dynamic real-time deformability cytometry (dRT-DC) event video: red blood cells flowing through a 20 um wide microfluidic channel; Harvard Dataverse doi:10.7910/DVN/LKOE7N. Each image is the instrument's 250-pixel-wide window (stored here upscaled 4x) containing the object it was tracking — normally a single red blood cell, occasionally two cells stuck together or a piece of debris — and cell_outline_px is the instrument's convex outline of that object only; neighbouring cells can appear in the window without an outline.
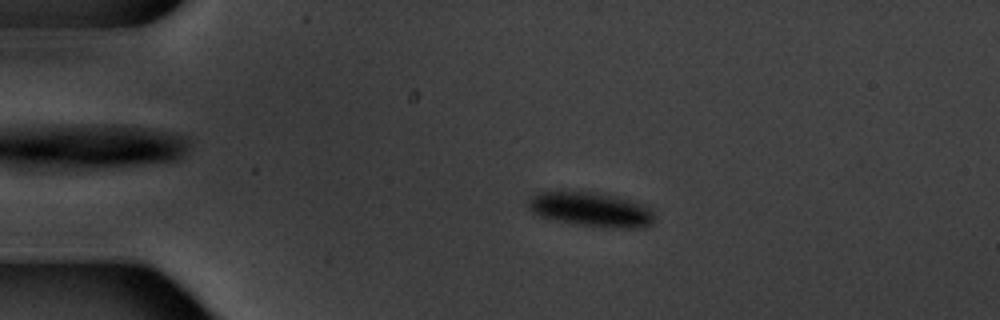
{"species": "common noctule bat (a hibernating species)", "species_latin": "Nyctalus noctula", "temperature_condition": "warm", "stored_images_in_passage": 9, "camera_frame_rate_fps": 3000, "um_per_image_px": 0.085, "animal": {"sex": "male", "body_mass_g": 20.1, "forearm_length_mm": 53.5}, "frame": {"image": 1, "passage_image": 3, "time_ms": 2.333, "image_size_px": [1000, 320], "cell_outline_px": [[652, 224], [640, 228], [612, 228], [576, 224], [556, 220], [540, 216], [532, 212], [528, 208], [528, 196], [536, 192], [588, 192], [628, 200], [640, 204], [648, 208], [652, 212]], "centroid_in_image_um": [50.16, 17.82], "position_along_channel_um": 34.8, "area_um2": 24.74}}
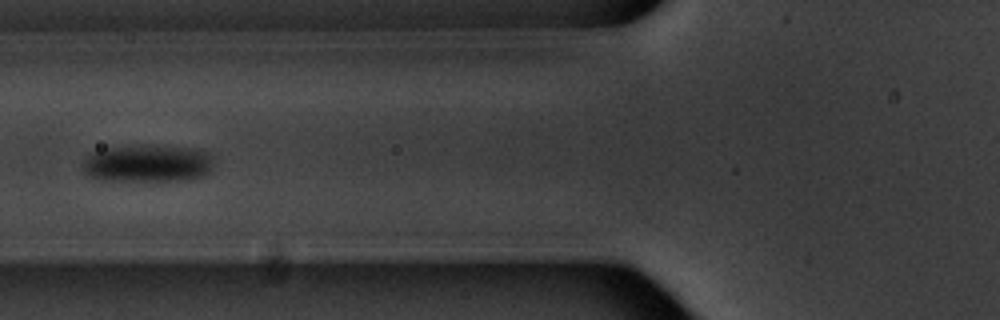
{"frame": {"image": 2, "passage_image": 6, "time_ms": 6.0, "image_size_px": [1000, 320], "cell_outline_px": [[212, 168], [204, 176], [188, 180], [100, 180], [88, 176], [80, 168], [80, 164], [92, 152], [108, 148], [200, 148], [208, 152], [212, 156]], "centroid_in_image_um": [12.54, 13.94], "position_along_channel_um": 113.3, "area_um2": 27.8}}
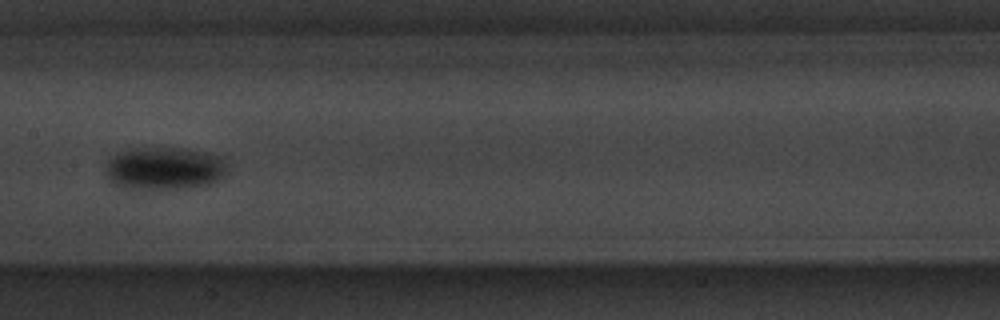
{"frame": {"image": 3, "passage_image": 8, "time_ms": 8.333, "image_size_px": [1000, 320], "cell_outline_px": [[228, 172], [224, 176], [208, 184], [188, 188], [128, 188], [112, 184], [108, 180], [108, 160], [112, 156], [128, 148], [184, 148], [208, 152], [220, 156]], "centroid_in_image_um": [13.99, 14.3], "position_along_channel_um": 193.4, "area_um2": 30.11}}